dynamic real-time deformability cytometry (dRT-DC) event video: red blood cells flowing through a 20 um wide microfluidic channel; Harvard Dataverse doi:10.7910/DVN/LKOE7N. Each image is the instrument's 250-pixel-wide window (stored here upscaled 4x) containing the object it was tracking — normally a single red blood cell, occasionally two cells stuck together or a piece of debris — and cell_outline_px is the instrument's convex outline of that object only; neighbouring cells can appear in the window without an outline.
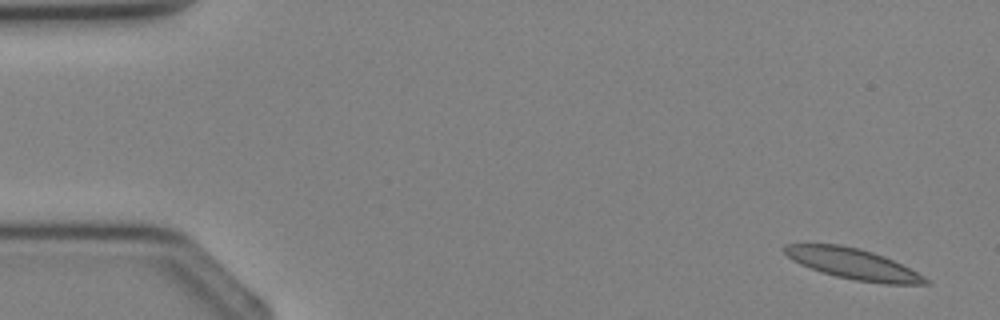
{"species": "Egyptian fruit bat (a non-hibernating species)", "species_latin": "Rousettus aegyptiacus", "temperature_condition": "cold", "stored_images_in_passage": 4, "camera_frame_rate_fps": 3000, "um_per_image_px": 0.085, "animal": {"sex": "female"}, "frame": {"image": 1, "passage_image": 1, "time_ms": 0.0, "image_size_px": [1000, 320], "cell_outline_px": [[932, 284], [884, 284], [856, 280], [836, 276], [820, 272], [800, 264], [792, 260], [784, 252], [784, 244], [840, 244], [860, 248], [884, 256], [924, 276]], "centroid_in_image_um": [72.49, 22.43], "position_along_channel_um": 12.5, "area_um2": 25.03}}